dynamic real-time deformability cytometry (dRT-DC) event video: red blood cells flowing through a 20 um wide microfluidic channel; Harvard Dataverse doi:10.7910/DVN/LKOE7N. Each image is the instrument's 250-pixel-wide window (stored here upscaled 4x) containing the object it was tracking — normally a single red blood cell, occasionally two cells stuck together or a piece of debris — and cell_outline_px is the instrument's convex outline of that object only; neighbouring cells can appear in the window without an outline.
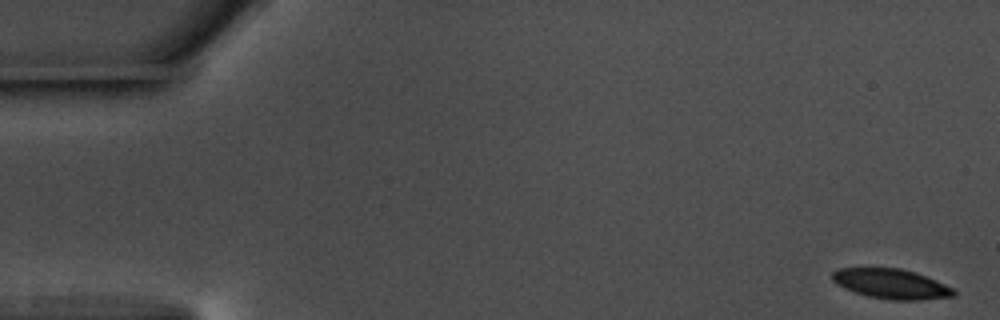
{"species": "common noctule bat (a hibernating species)", "species_latin": "Nyctalus noctula", "temperature_condition": "warm", "stored_images_in_passage": 28, "camera_frame_rate_fps": 3000, "um_per_image_px": 0.085, "animal": {"sex": "male", "body_mass_g": 17.5, "forearm_length_mm": 52.3}, "frame": {"image": 1, "passage_image": 1, "time_ms": 0.0, "image_size_px": [1000, 320], "cell_outline_px": [[956, 296], [920, 300], [892, 300], [868, 296], [844, 288], [836, 284], [832, 280], [832, 272], [840, 268], [900, 268], [916, 272], [936, 280], [952, 288], [956, 292]], "centroid_in_image_um": [75.76, 24.13], "position_along_channel_um": 9.2, "area_um2": 21.1}}
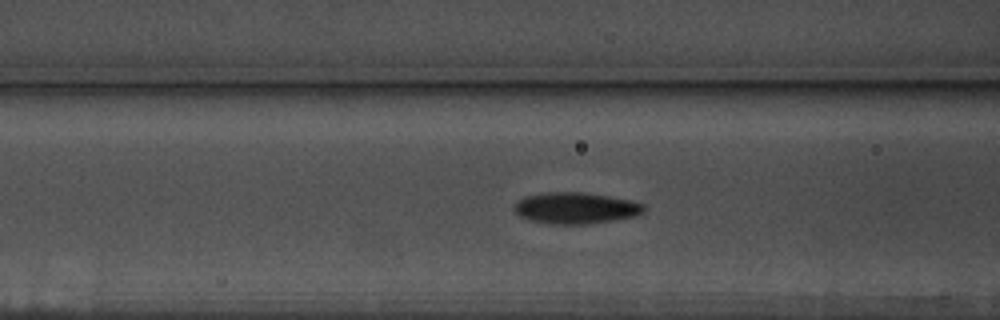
{"frame": {"image": 2, "passage_image": 22, "time_ms": 7.0, "image_size_px": [1000, 320], "cell_outline_px": [[644, 212], [636, 216], [588, 224], [552, 224], [528, 220], [520, 216], [512, 208], [516, 200], [524, 196], [548, 192], [580, 192], [608, 196], [628, 200], [644, 204]], "centroid_in_image_um": [48.88, 17.69], "position_along_channel_um": 117.7, "area_um2": 23.7}}
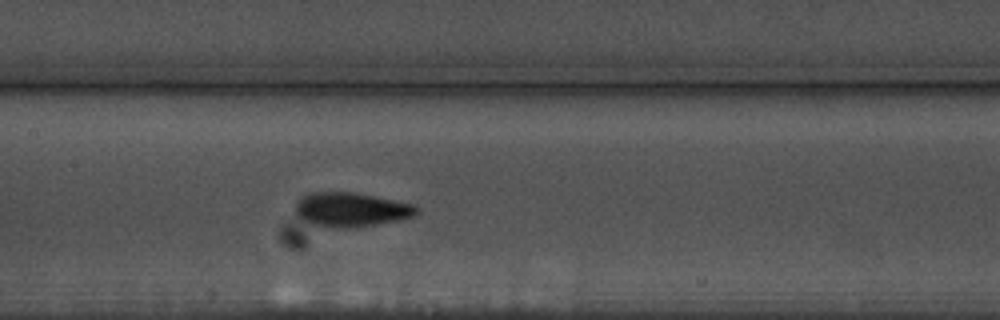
{"frame": {"image": 3, "passage_image": 27, "time_ms": 8.667, "image_size_px": [1000, 320], "cell_outline_px": [[420, 208], [416, 216], [356, 228], [336, 228], [308, 224], [296, 216], [296, 204], [304, 196], [312, 192], [356, 192], [412, 204]], "centroid_in_image_um": [29.83, 17.83], "position_along_channel_um": 177.6, "area_um2": 24.28}}